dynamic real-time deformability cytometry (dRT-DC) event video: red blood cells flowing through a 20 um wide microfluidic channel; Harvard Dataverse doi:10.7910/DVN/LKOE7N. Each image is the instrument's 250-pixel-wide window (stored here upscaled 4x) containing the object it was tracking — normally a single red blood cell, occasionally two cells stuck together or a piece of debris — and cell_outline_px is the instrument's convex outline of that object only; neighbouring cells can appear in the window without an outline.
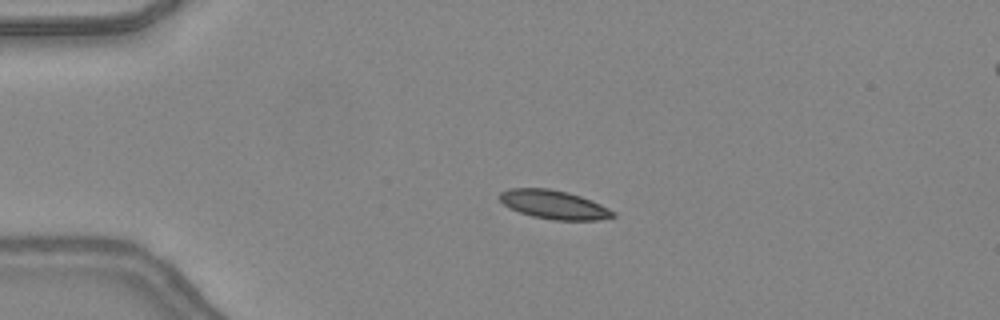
{"species": "common noctule bat (a hibernating species)", "species_latin": "Nyctalus noctula", "temperature_condition": "warm", "stored_images_in_passage": 48, "camera_frame_rate_fps": 3000, "um_per_image_px": 0.085, "animal": {"sex": "female", "body_mass_g": 24.6, "forearm_length_mm": 56.2}, "frame": {"image": 1, "passage_image": 12, "time_ms": 3.667, "image_size_px": [1000, 320], "cell_outline_px": [[616, 216], [600, 220], [556, 220], [532, 216], [508, 208], [500, 200], [500, 192], [508, 188], [548, 188], [568, 192], [592, 200], [616, 212]], "centroid_in_image_um": [47.09, 17.39], "position_along_channel_um": 37.9, "area_um2": 19.02}}
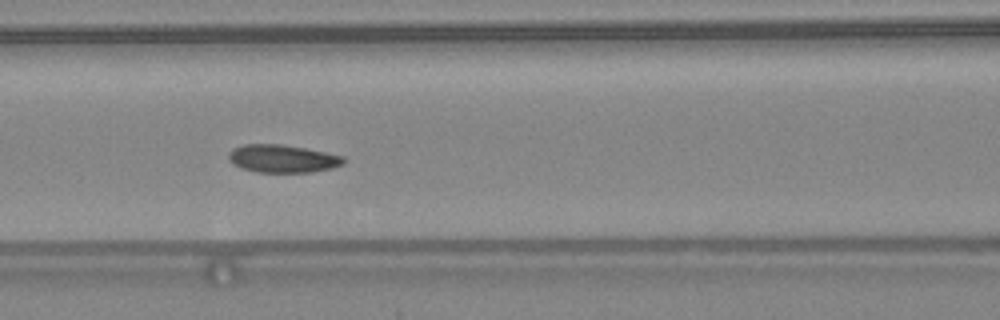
{"frame": {"image": 2, "passage_image": 22, "time_ms": 7.0, "image_size_px": [1000, 320], "cell_outline_px": [[344, 164], [332, 168], [312, 172], [256, 172], [240, 168], [232, 164], [228, 160], [228, 152], [232, 148], [244, 144], [280, 144], [304, 148], [344, 156]], "centroid_in_image_um": [23.96, 13.49], "position_along_channel_um": 142.6, "area_um2": 18.79}}
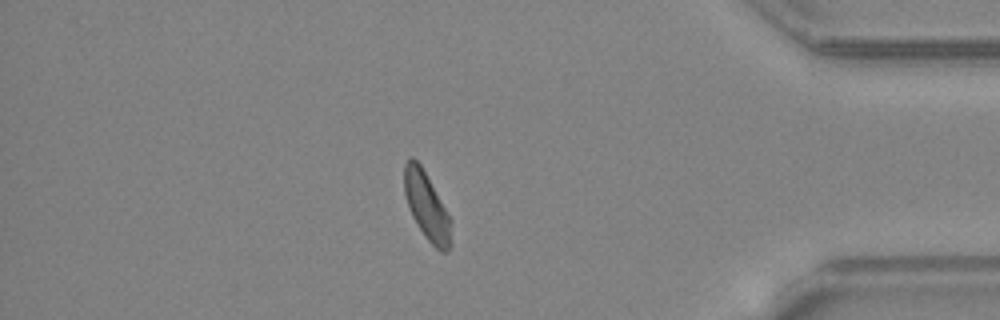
{"frame": {"image": 3, "passage_image": 42, "time_ms": 13.667, "image_size_px": [1000, 320], "cell_outline_px": [[452, 244], [448, 252], [440, 252], [424, 236], [412, 216], [408, 208], [404, 192], [404, 164], [408, 156], [412, 156], [420, 164], [452, 220]], "centroid_in_image_um": [36.28, 17.56], "position_along_channel_um": 398.9, "area_um2": 18.67}, "authors_computed_cell_mechanics": {"area_um2": 18.6694, "velocity_mm_per_s": 4.3664, "shape_relaxation_time_tau1_ms": 4.0751, "shape_relaxation_time_tau2_ms": 1.85, "deformation_change_tau1": 0.1167, "deformation_change_tau2": 0.0793}}